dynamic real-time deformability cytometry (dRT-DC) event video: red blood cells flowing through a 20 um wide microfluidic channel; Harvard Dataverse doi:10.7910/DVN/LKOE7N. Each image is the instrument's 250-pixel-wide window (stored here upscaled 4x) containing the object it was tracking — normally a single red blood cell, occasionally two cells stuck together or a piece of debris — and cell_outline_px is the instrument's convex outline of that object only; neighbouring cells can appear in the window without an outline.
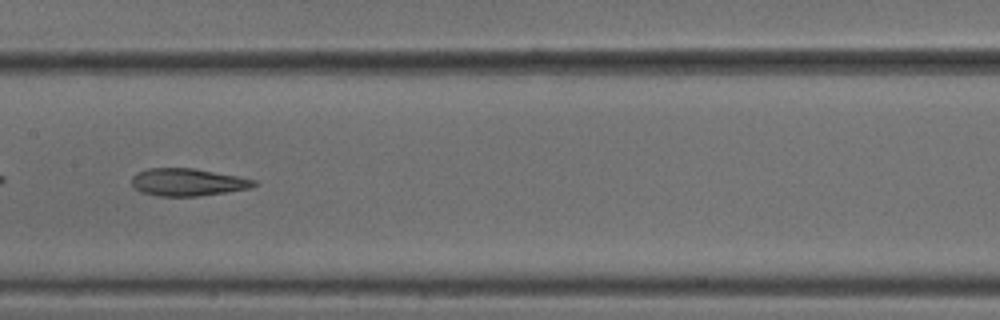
{"species": "common noctule bat (a hibernating species)", "species_latin": "Nyctalus noctula", "temperature_condition": "cold", "stored_images_in_passage": 37, "camera_frame_rate_fps": 3000, "um_per_image_px": 0.085, "animal": {"sex": "male", "body_mass_g": 18.8}, "frame": {"image": 1, "passage_image": 11, "time_ms": 3.333, "image_size_px": [1000, 320], "cell_outline_px": [[256, 184], [248, 188], [224, 192], [196, 196], [160, 196], [140, 192], [132, 184], [132, 176], [136, 172], [148, 168], [192, 168], [236, 176], [256, 180]], "centroid_in_image_um": [15.88, 15.48], "position_along_channel_um": 191.5, "area_um2": 19.25}, "authors_computed_cell_mechanics": {"area_um2": 20.4612, "velocity_mm_per_s": 3.7976, "shape_relaxation_time_tau1_ms": 6.6362, "shape_relaxation_time_tau2_ms": 4.0612, "deformation_change_tau1": 0.1618, "deformation_change_tau2": 0.1353}}